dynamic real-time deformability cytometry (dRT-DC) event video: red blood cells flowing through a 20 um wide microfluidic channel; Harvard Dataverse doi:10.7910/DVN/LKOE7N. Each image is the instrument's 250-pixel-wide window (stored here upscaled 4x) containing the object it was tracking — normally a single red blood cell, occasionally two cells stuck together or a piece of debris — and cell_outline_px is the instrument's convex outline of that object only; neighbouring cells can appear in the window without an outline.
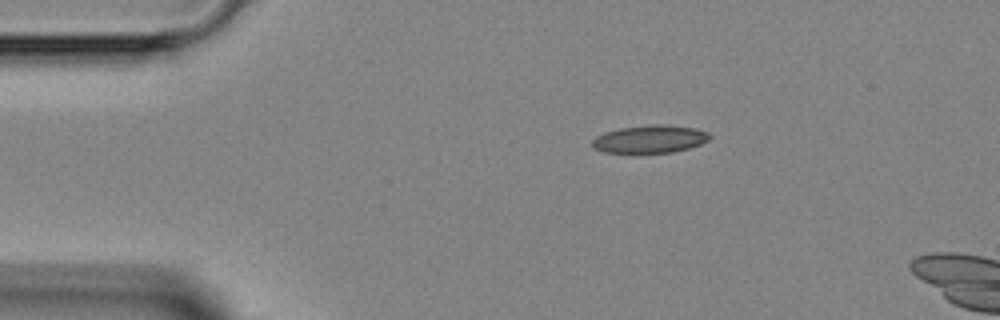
{"species": "Egyptian fruit bat (a non-hibernating species)", "species_latin": "Rousettus aegyptiacus", "temperature_condition": "room temperature", "stored_images_in_passage": 2, "camera_frame_rate_fps": 3000, "um_per_image_px": 0.085, "animal": {"sex": "female"}, "frame": {"image": 1, "passage_image": 1, "time_ms": 0.0, "image_size_px": [1000, 320], "cell_outline_px": [[712, 136], [708, 140], [700, 144], [688, 148], [672, 152], [604, 152], [592, 148], [592, 140], [596, 136], [604, 132], [620, 128], [652, 124], [668, 124], [696, 128], [708, 132]], "centroid_in_image_um": [55.25, 11.8], "position_along_channel_um": 29.8, "area_um2": 19.02}}